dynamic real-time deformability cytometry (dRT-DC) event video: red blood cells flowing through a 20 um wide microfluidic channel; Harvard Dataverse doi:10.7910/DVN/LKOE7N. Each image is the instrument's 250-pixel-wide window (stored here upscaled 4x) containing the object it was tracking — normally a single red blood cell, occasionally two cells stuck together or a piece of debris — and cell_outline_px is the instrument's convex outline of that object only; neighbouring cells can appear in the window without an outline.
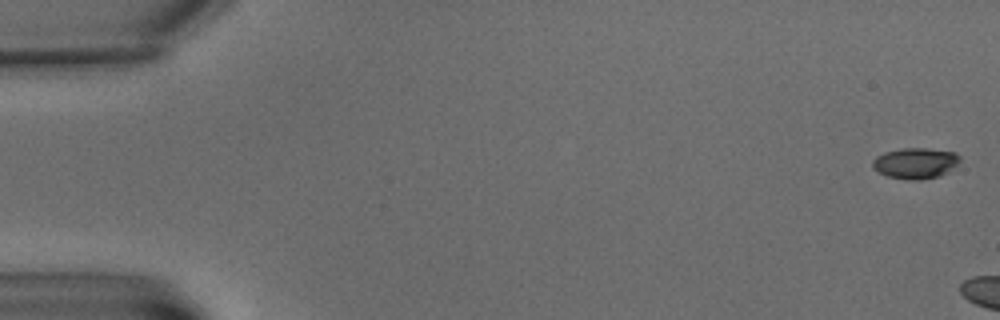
{"species": "common noctule bat (a hibernating species)", "species_latin": "Nyctalus noctula", "temperature_condition": "warm", "stored_images_in_passage": 3, "camera_frame_rate_fps": 3000, "um_per_image_px": 0.085, "animal": {"sex": "male", "body_mass_g": 15.6}, "frame": {"image": 1, "passage_image": 1, "time_ms": 0.0, "image_size_px": [1000, 320], "cell_outline_px": [[960, 160], [948, 172], [940, 176], [920, 180], [908, 180], [888, 176], [872, 168], [872, 160], [876, 156], [884, 152], [904, 148], [924, 148], [956, 152], [960, 156]], "centroid_in_image_um": [77.81, 13.87], "position_along_channel_um": 7.2, "area_um2": 15.72}}